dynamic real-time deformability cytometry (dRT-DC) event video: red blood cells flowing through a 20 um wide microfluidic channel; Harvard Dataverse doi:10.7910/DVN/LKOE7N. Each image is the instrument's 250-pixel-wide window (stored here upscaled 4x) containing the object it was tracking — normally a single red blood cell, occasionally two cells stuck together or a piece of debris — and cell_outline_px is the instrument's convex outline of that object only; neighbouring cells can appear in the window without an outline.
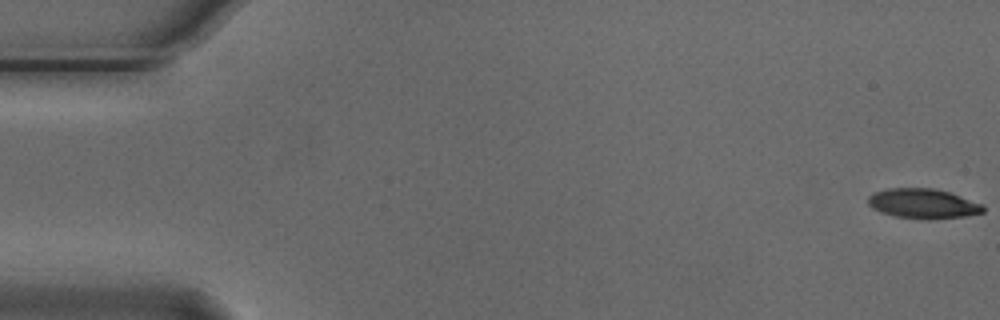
{"species": "Egyptian fruit bat (a non-hibernating species)", "species_latin": "Rousettus aegyptiacus", "temperature_condition": "cold", "stored_images_in_passage": 5, "camera_frame_rate_fps": 3000, "um_per_image_px": 0.085, "animal": {"sex": "male"}, "frame": {"image": 1, "passage_image": 1, "time_ms": 0.0, "image_size_px": [1000, 320], "cell_outline_px": [[984, 212], [968, 216], [928, 220], [924, 220], [896, 216], [880, 212], [872, 208], [868, 204], [868, 196], [876, 192], [888, 188], [932, 188], [948, 192], [984, 204]], "centroid_in_image_um": [78.48, 17.32], "position_along_channel_um": 6.5, "area_um2": 20.11}}
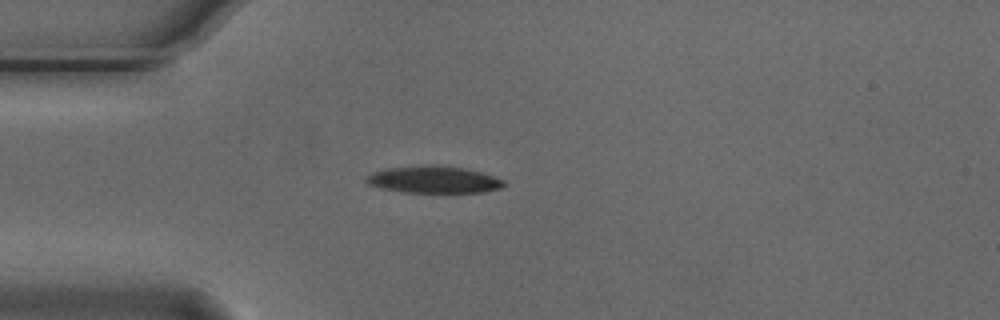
{"frame": {"image": 2, "passage_image": 4, "time_ms": 1.0, "image_size_px": [1000, 320], "cell_outline_px": [[504, 184], [500, 188], [484, 192], [404, 192], [380, 188], [368, 184], [364, 180], [364, 176], [372, 172], [384, 168], [424, 164], [428, 164], [464, 168], [480, 172], [504, 180]], "centroid_in_image_um": [36.78, 15.25], "position_along_channel_um": 48.2, "area_um2": 21.79}}